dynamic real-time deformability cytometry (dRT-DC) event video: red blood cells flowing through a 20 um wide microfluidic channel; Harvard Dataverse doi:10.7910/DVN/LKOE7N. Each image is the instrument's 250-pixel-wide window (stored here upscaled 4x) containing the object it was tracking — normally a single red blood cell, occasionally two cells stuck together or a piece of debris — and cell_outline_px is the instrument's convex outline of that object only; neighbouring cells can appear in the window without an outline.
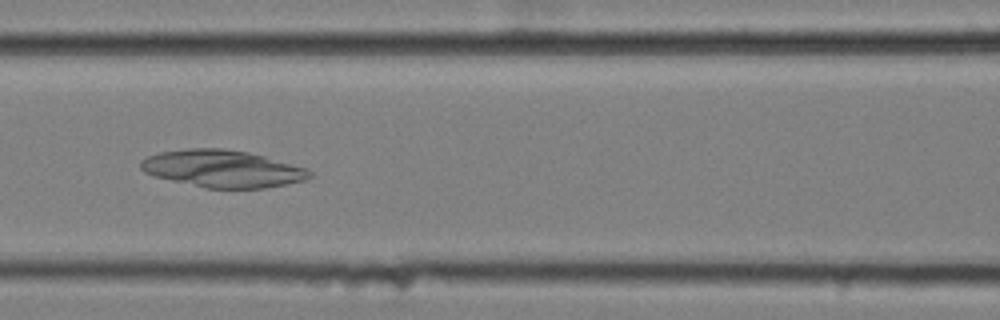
{"species": "common noctule bat (a hibernating species)", "species_latin": "Nyctalus noctula", "temperature_condition": "cold", "stored_images_in_passage": 46, "camera_frame_rate_fps": 3000, "um_per_image_px": 0.085, "animal": {"sex": "female", "body_mass_g": 25.1}, "frame": {"image": 1, "passage_image": 17, "time_ms": 5.333, "image_size_px": [1000, 320], "cell_outline_px": [[312, 176], [304, 180], [288, 184], [264, 188], [204, 188], [152, 176], [144, 172], [140, 168], [140, 160], [148, 156], [160, 152], [188, 148], [224, 148], [248, 152], [264, 156], [308, 168], [312, 172]], "centroid_in_image_um": [18.9, 14.34], "position_along_channel_um": 147.7, "area_um2": 36.88}}
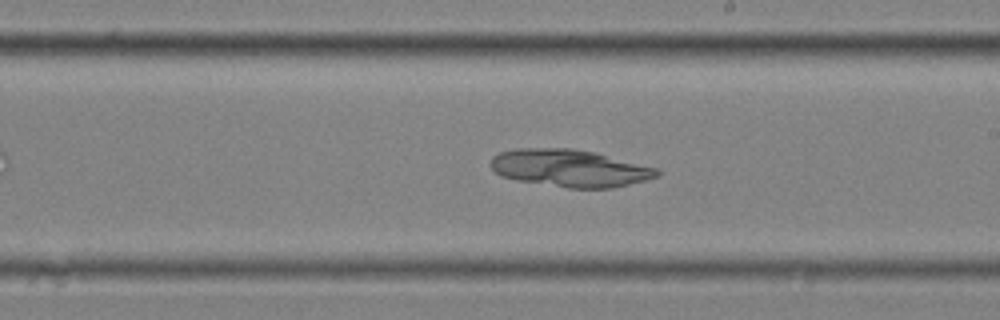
{"frame": {"image": 2, "passage_image": 25, "time_ms": 8.0, "image_size_px": [1000, 320], "cell_outline_px": [[660, 176], [612, 188], [568, 188], [516, 180], [500, 176], [492, 168], [492, 156], [500, 152], [516, 148], [568, 148], [592, 152], [656, 168], [660, 172]], "centroid_in_image_um": [48.39, 14.3], "position_along_channel_um": 240.6, "area_um2": 35.78}}
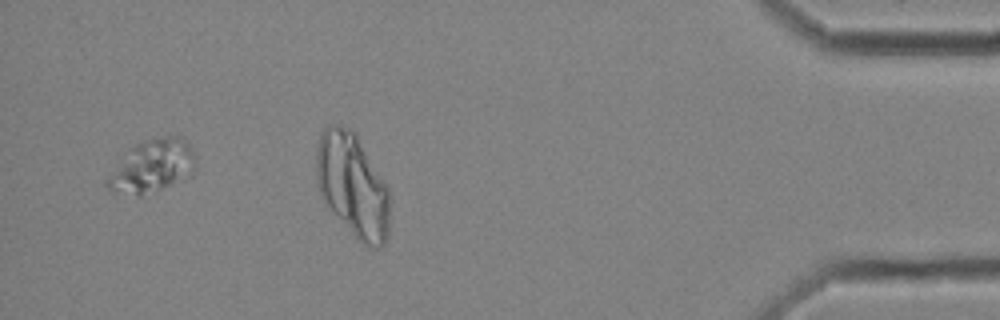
{"frame": {"image": 3, "passage_image": 43, "time_ms": 14.0, "image_size_px": [1000, 320], "cell_outline_px": [[196, 156], [180, 176], [168, 184], [160, 188], [140, 196], [136, 196], [112, 192], [104, 184], [108, 176], [132, 148], [136, 144], [148, 140], [164, 136], [180, 136], [188, 144]], "centroid_in_image_um": [12.81, 14.11], "position_along_channel_um": 422.4, "area_um2": 25.2}}